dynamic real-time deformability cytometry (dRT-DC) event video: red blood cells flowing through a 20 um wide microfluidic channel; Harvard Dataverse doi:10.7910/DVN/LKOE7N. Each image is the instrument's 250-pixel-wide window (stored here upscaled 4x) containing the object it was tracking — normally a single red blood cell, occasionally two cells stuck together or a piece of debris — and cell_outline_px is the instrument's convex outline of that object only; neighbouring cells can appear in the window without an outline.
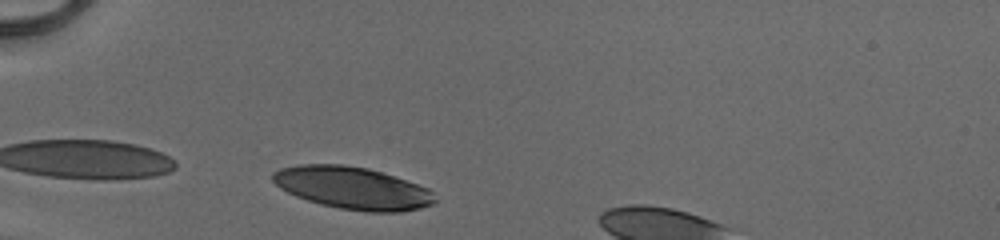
{"species": "human", "species_latin": "Homo sapiens", "temperature_condition": "cold", "stored_images_in_passage": 28, "camera_frame_rate_fps": 3000, "um_per_image_px": 0.085, "donor": {"sex": "male"}, "frame": {"image": 1, "passage_image": 1, "time_ms": 0.0, "image_size_px": [1000, 240], "cell_outline_px": [[436, 200], [432, 204], [420, 208], [400, 212], [368, 212], [340, 208], [320, 204], [296, 196], [280, 188], [272, 180], [272, 172], [280, 168], [300, 164], [344, 164], [368, 168], [428, 188], [432, 192]], "centroid_in_image_um": [29.93, 15.98], "position_along_channel_um": 55.1, "area_um2": 39.77}}
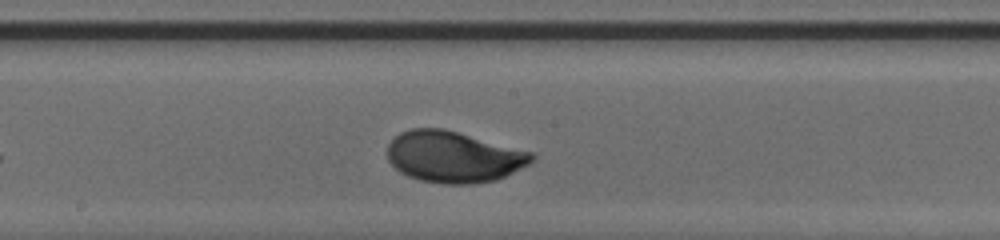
{"frame": {"image": 2, "passage_image": 14, "time_ms": 4.333, "image_size_px": [1000, 240], "cell_outline_px": [[536, 156], [528, 164], [496, 180], [472, 184], [444, 184], [420, 180], [408, 176], [400, 172], [388, 160], [388, 144], [400, 132], [412, 128], [444, 128], [532, 152]], "centroid_in_image_um": [38.53, 13.33], "position_along_channel_um": 209.7, "area_um2": 42.95}}
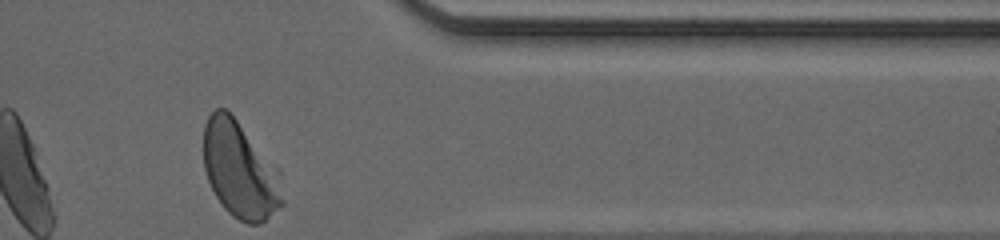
{"frame": {"image": 3, "passage_image": 28, "time_ms": 9.0, "image_size_px": [1000, 240], "cell_outline_px": [[284, 204], [260, 224], [248, 224], [232, 216], [224, 208], [216, 196], [208, 180], [204, 168], [204, 124], [208, 116], [216, 108], [224, 108], [236, 120], [280, 172], [284, 200]], "centroid_in_image_um": [20.4, 14.49], "position_along_channel_um": 391.0, "area_um2": 43.93}, "authors_computed_cell_mechanics": {"area_um2": 42.1362, "velocity_mm_per_s": 4.087, "shape_relaxation_time_tau1_ms": 1.553, "shape_relaxation_time_tau2_ms": null, "deformation_change_tau1": 0.1563, "deformation_change_tau2": null}}